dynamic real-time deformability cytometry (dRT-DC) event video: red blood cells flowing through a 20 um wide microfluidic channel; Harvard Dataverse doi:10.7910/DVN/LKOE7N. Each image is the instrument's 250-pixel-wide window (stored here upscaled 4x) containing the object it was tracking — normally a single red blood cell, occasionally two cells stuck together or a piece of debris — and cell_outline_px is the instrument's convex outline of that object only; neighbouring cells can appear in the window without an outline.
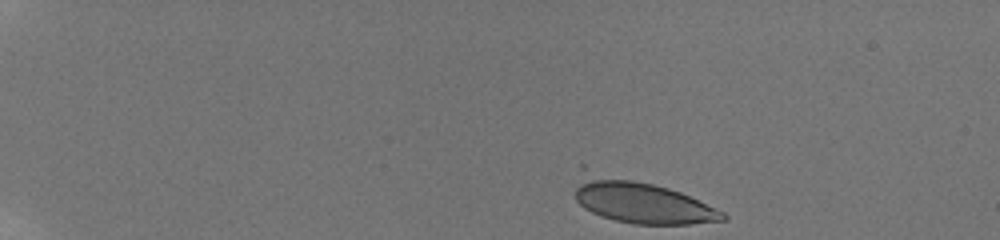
{"species": "human", "species_latin": "Homo sapiens", "temperature_condition": "room temperature", "stored_images_in_passage": 12, "camera_frame_rate_fps": 3000, "um_per_image_px": 0.085, "donor": {"sex": "male"}, "frame": {"image": 1, "passage_image": 1, "time_ms": 0.0, "image_size_px": [1000, 240], "cell_outline_px": [[728, 220], [692, 224], [636, 224], [616, 220], [600, 216], [584, 208], [576, 200], [576, 188], [588, 176], [592, 176], [632, 180], [652, 184], [668, 188], [680, 192], [724, 212], [728, 216]], "centroid_in_image_um": [54.65, 17.25], "position_along_channel_um": 30.3, "area_um2": 34.97}}
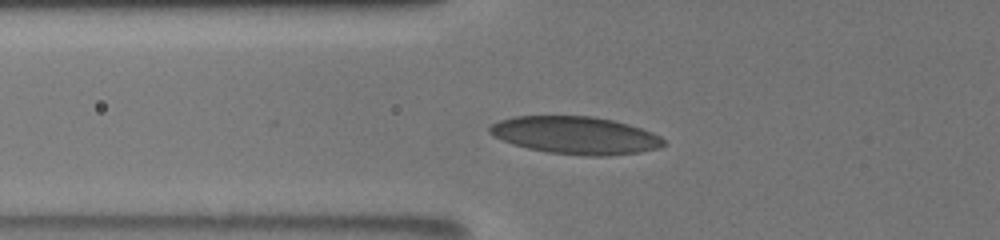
{"frame": {"image": 2, "passage_image": 9, "time_ms": 4.333, "image_size_px": [1000, 240], "cell_outline_px": [[668, 144], [660, 148], [640, 152], [608, 156], [588, 156], [548, 152], [528, 148], [512, 144], [488, 132], [488, 128], [492, 124], [500, 120], [512, 116], [592, 116], [612, 120], [628, 124], [652, 132], [660, 136]], "centroid_in_image_um": [48.95, 11.5], "position_along_channel_um": 76.8, "area_um2": 38.09}}
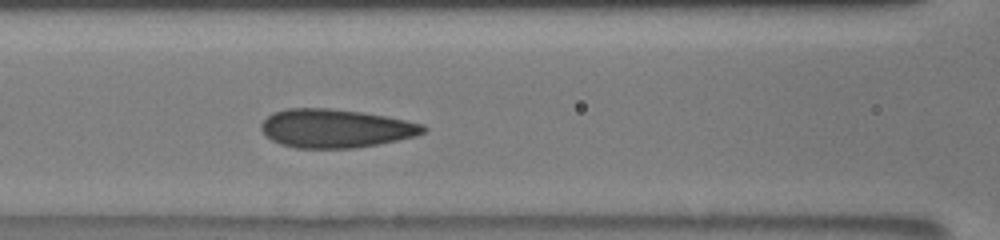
{"frame": {"image": 3, "passage_image": 12, "time_ms": 6.0, "image_size_px": [1000, 240], "cell_outline_px": [[428, 128], [424, 132], [416, 136], [376, 144], [352, 148], [296, 148], [280, 144], [264, 136], [260, 128], [260, 124], [272, 112], [288, 108], [328, 108], [364, 112], [424, 124]], "centroid_in_image_um": [28.48, 10.91], "position_along_channel_um": 138.1, "area_um2": 36.47}}